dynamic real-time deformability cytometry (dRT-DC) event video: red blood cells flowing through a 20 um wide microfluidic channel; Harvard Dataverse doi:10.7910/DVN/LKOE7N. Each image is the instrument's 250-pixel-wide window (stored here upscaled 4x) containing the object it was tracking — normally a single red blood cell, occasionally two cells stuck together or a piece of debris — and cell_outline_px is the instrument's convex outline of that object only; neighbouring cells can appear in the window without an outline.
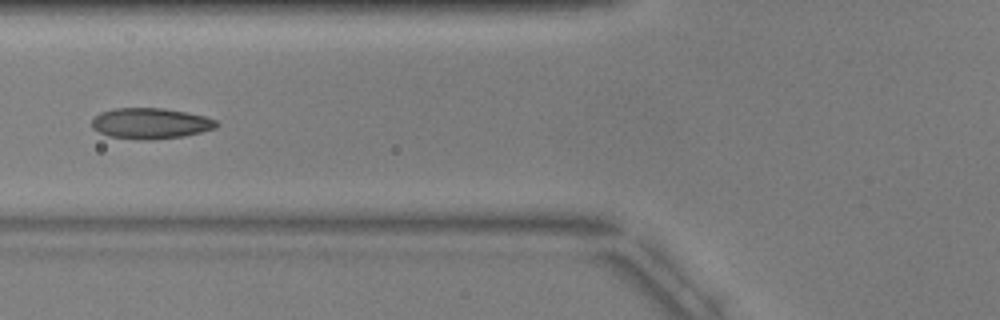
{"species": "common noctule bat (a hibernating species)", "species_latin": "Nyctalus noctula", "temperature_condition": "warm", "stored_images_in_passage": 7, "camera_frame_rate_fps": 3000, "um_per_image_px": 0.085, "animal": {"sex": "male", "body_mass_g": 17.9, "forearm_length_mm": 54.2}, "frame": {"image": 1, "passage_image": 4, "time_ms": 4.667, "image_size_px": [1000, 320], "cell_outline_px": [[220, 124], [216, 128], [184, 136], [148, 140], [144, 140], [108, 136], [92, 128], [92, 120], [100, 112], [116, 108], [164, 108], [204, 116], [216, 120]], "centroid_in_image_um": [12.8, 10.49], "position_along_channel_um": 113.0, "area_um2": 22.25}}